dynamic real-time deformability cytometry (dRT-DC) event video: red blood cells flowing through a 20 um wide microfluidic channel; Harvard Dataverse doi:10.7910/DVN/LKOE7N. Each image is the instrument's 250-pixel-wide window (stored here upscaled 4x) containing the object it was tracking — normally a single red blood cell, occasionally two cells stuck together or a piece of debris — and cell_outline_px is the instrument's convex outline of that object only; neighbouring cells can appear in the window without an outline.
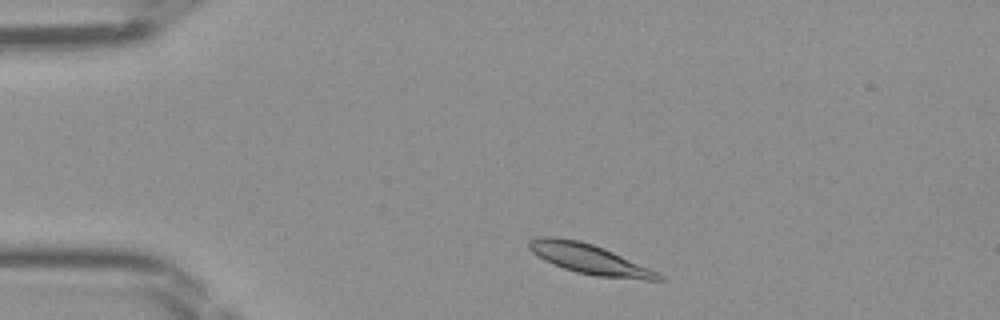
{"species": "Egyptian fruit bat (a non-hibernating species)", "species_latin": "Rousettus aegyptiacus", "temperature_condition": "room temperature", "stored_images_in_passage": 39, "camera_frame_rate_fps": 3000, "um_per_image_px": 0.085, "frame": {"image": 1, "passage_image": 1, "time_ms": 0.0, "image_size_px": [1000, 320], "cell_outline_px": [[664, 280], [644, 280], [596, 276], [576, 272], [564, 268], [544, 260], [532, 252], [528, 248], [528, 240], [540, 236], [556, 236], [580, 240], [604, 248], [648, 268], [664, 276]], "centroid_in_image_um": [50.04, 22.0], "position_along_channel_um": 35.0, "area_um2": 22.48}}
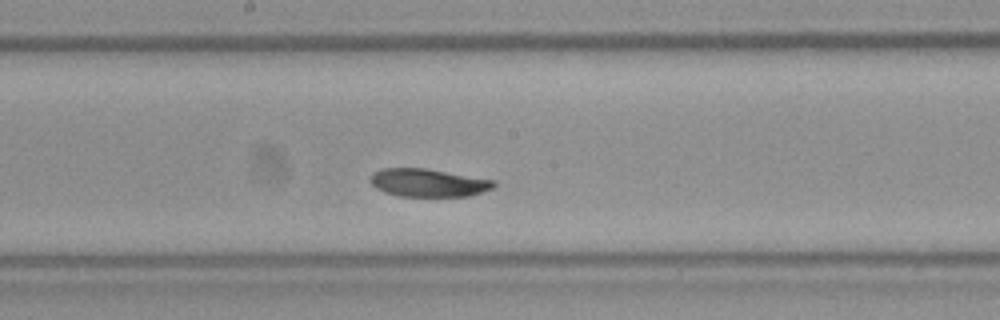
{"frame": {"image": 2, "passage_image": 17, "time_ms": 5.333, "image_size_px": [1000, 320], "cell_outline_px": [[496, 184], [492, 188], [468, 196], [400, 196], [384, 192], [376, 188], [368, 180], [372, 172], [384, 168], [428, 168], [496, 180]], "centroid_in_image_um": [36.38, 15.52], "position_along_channel_um": 211.8, "area_um2": 20.29}}
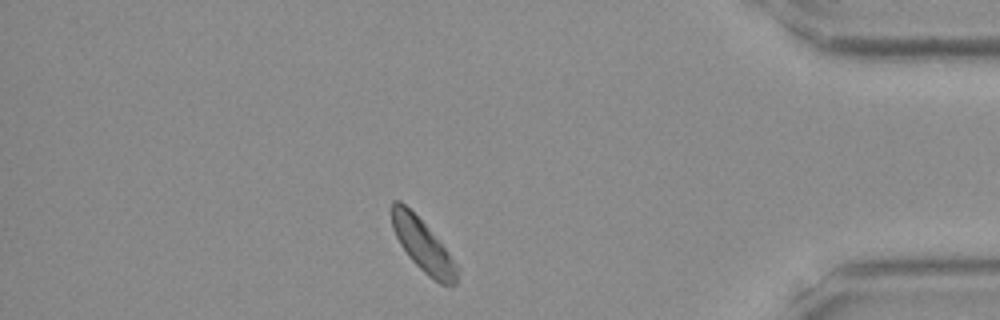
{"frame": {"image": 3, "passage_image": 33, "time_ms": 10.667, "image_size_px": [1000, 320], "cell_outline_px": [[460, 268], [456, 284], [440, 284], [428, 276], [408, 256], [400, 244], [392, 228], [392, 200], [400, 200], [424, 224], [448, 252]], "centroid_in_image_um": [35.96, 20.9], "position_along_channel_um": 399.2, "area_um2": 19.48}}